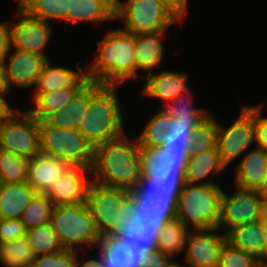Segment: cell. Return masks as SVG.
<instances>
[{"label":"cell","instance_id":"cell-48","mask_svg":"<svg viewBox=\"0 0 267 267\" xmlns=\"http://www.w3.org/2000/svg\"><path fill=\"white\" fill-rule=\"evenodd\" d=\"M165 5L181 22L188 13V0H159Z\"/></svg>","mask_w":267,"mask_h":267},{"label":"cell","instance_id":"cell-41","mask_svg":"<svg viewBox=\"0 0 267 267\" xmlns=\"http://www.w3.org/2000/svg\"><path fill=\"white\" fill-rule=\"evenodd\" d=\"M79 254L75 250L62 249L56 253L38 255L31 267H79L82 262Z\"/></svg>","mask_w":267,"mask_h":267},{"label":"cell","instance_id":"cell-31","mask_svg":"<svg viewBox=\"0 0 267 267\" xmlns=\"http://www.w3.org/2000/svg\"><path fill=\"white\" fill-rule=\"evenodd\" d=\"M18 5L31 16L50 23L53 19L69 20L70 0H18Z\"/></svg>","mask_w":267,"mask_h":267},{"label":"cell","instance_id":"cell-26","mask_svg":"<svg viewBox=\"0 0 267 267\" xmlns=\"http://www.w3.org/2000/svg\"><path fill=\"white\" fill-rule=\"evenodd\" d=\"M226 168L221 161L217 147L201 154H191L185 168V182L201 185L218 184L212 178L207 177L210 174L217 175Z\"/></svg>","mask_w":267,"mask_h":267},{"label":"cell","instance_id":"cell-53","mask_svg":"<svg viewBox=\"0 0 267 267\" xmlns=\"http://www.w3.org/2000/svg\"><path fill=\"white\" fill-rule=\"evenodd\" d=\"M0 87L5 88V69L3 62H0Z\"/></svg>","mask_w":267,"mask_h":267},{"label":"cell","instance_id":"cell-50","mask_svg":"<svg viewBox=\"0 0 267 267\" xmlns=\"http://www.w3.org/2000/svg\"><path fill=\"white\" fill-rule=\"evenodd\" d=\"M261 221L263 224L265 240H266V243H265V261H267V207H265V209L262 213Z\"/></svg>","mask_w":267,"mask_h":267},{"label":"cell","instance_id":"cell-32","mask_svg":"<svg viewBox=\"0 0 267 267\" xmlns=\"http://www.w3.org/2000/svg\"><path fill=\"white\" fill-rule=\"evenodd\" d=\"M35 258L26 236L0 243V263L3 267H31Z\"/></svg>","mask_w":267,"mask_h":267},{"label":"cell","instance_id":"cell-16","mask_svg":"<svg viewBox=\"0 0 267 267\" xmlns=\"http://www.w3.org/2000/svg\"><path fill=\"white\" fill-rule=\"evenodd\" d=\"M218 231L221 232L219 228L189 232L185 246V260H183L186 266L219 267L220 253L227 241V235Z\"/></svg>","mask_w":267,"mask_h":267},{"label":"cell","instance_id":"cell-44","mask_svg":"<svg viewBox=\"0 0 267 267\" xmlns=\"http://www.w3.org/2000/svg\"><path fill=\"white\" fill-rule=\"evenodd\" d=\"M26 236V229L20 219H0V243Z\"/></svg>","mask_w":267,"mask_h":267},{"label":"cell","instance_id":"cell-14","mask_svg":"<svg viewBox=\"0 0 267 267\" xmlns=\"http://www.w3.org/2000/svg\"><path fill=\"white\" fill-rule=\"evenodd\" d=\"M17 8L15 15L20 20L8 22L11 49L34 52L49 60L45 49L53 32L51 24L31 16L19 5Z\"/></svg>","mask_w":267,"mask_h":267},{"label":"cell","instance_id":"cell-43","mask_svg":"<svg viewBox=\"0 0 267 267\" xmlns=\"http://www.w3.org/2000/svg\"><path fill=\"white\" fill-rule=\"evenodd\" d=\"M257 262L252 255L226 241L220 253L219 267H253Z\"/></svg>","mask_w":267,"mask_h":267},{"label":"cell","instance_id":"cell-17","mask_svg":"<svg viewBox=\"0 0 267 267\" xmlns=\"http://www.w3.org/2000/svg\"><path fill=\"white\" fill-rule=\"evenodd\" d=\"M8 56L10 58L4 62L5 89L11 92L13 86L35 88L47 59L40 54L18 49H10Z\"/></svg>","mask_w":267,"mask_h":267},{"label":"cell","instance_id":"cell-54","mask_svg":"<svg viewBox=\"0 0 267 267\" xmlns=\"http://www.w3.org/2000/svg\"><path fill=\"white\" fill-rule=\"evenodd\" d=\"M253 267H267V261H258Z\"/></svg>","mask_w":267,"mask_h":267},{"label":"cell","instance_id":"cell-8","mask_svg":"<svg viewBox=\"0 0 267 267\" xmlns=\"http://www.w3.org/2000/svg\"><path fill=\"white\" fill-rule=\"evenodd\" d=\"M131 191L104 186L91 180L87 205L99 235L116 234L127 212Z\"/></svg>","mask_w":267,"mask_h":267},{"label":"cell","instance_id":"cell-22","mask_svg":"<svg viewBox=\"0 0 267 267\" xmlns=\"http://www.w3.org/2000/svg\"><path fill=\"white\" fill-rule=\"evenodd\" d=\"M89 82L86 72L71 86L52 92L32 93L33 108L28 109L38 121L45 120L50 114L59 111Z\"/></svg>","mask_w":267,"mask_h":267},{"label":"cell","instance_id":"cell-55","mask_svg":"<svg viewBox=\"0 0 267 267\" xmlns=\"http://www.w3.org/2000/svg\"><path fill=\"white\" fill-rule=\"evenodd\" d=\"M172 267H183L181 264H178L177 262Z\"/></svg>","mask_w":267,"mask_h":267},{"label":"cell","instance_id":"cell-10","mask_svg":"<svg viewBox=\"0 0 267 267\" xmlns=\"http://www.w3.org/2000/svg\"><path fill=\"white\" fill-rule=\"evenodd\" d=\"M141 150L143 153L141 180L185 182V168L191 156L190 146L161 145Z\"/></svg>","mask_w":267,"mask_h":267},{"label":"cell","instance_id":"cell-20","mask_svg":"<svg viewBox=\"0 0 267 267\" xmlns=\"http://www.w3.org/2000/svg\"><path fill=\"white\" fill-rule=\"evenodd\" d=\"M188 75L174 71H160L145 76L143 81H146L142 89V94L150 99H162L167 104L171 102L180 93L187 91Z\"/></svg>","mask_w":267,"mask_h":267},{"label":"cell","instance_id":"cell-4","mask_svg":"<svg viewBox=\"0 0 267 267\" xmlns=\"http://www.w3.org/2000/svg\"><path fill=\"white\" fill-rule=\"evenodd\" d=\"M222 192L218 184L186 183L179 196L176 219L191 230L218 228Z\"/></svg>","mask_w":267,"mask_h":267},{"label":"cell","instance_id":"cell-21","mask_svg":"<svg viewBox=\"0 0 267 267\" xmlns=\"http://www.w3.org/2000/svg\"><path fill=\"white\" fill-rule=\"evenodd\" d=\"M70 166L62 159L40 153L30 159L28 183L37 194H47Z\"/></svg>","mask_w":267,"mask_h":267},{"label":"cell","instance_id":"cell-13","mask_svg":"<svg viewBox=\"0 0 267 267\" xmlns=\"http://www.w3.org/2000/svg\"><path fill=\"white\" fill-rule=\"evenodd\" d=\"M95 248L99 255L92 259L100 267H143L150 255L158 250V246L128 245L117 233L101 235Z\"/></svg>","mask_w":267,"mask_h":267},{"label":"cell","instance_id":"cell-5","mask_svg":"<svg viewBox=\"0 0 267 267\" xmlns=\"http://www.w3.org/2000/svg\"><path fill=\"white\" fill-rule=\"evenodd\" d=\"M50 222L63 249L83 252L86 247L84 245L92 249L99 242L100 235L87 202L54 206Z\"/></svg>","mask_w":267,"mask_h":267},{"label":"cell","instance_id":"cell-37","mask_svg":"<svg viewBox=\"0 0 267 267\" xmlns=\"http://www.w3.org/2000/svg\"><path fill=\"white\" fill-rule=\"evenodd\" d=\"M218 121L208 114L195 127L190 143L191 154H201L217 147Z\"/></svg>","mask_w":267,"mask_h":267},{"label":"cell","instance_id":"cell-51","mask_svg":"<svg viewBox=\"0 0 267 267\" xmlns=\"http://www.w3.org/2000/svg\"><path fill=\"white\" fill-rule=\"evenodd\" d=\"M257 192L262 199L264 206L267 207V178Z\"/></svg>","mask_w":267,"mask_h":267},{"label":"cell","instance_id":"cell-11","mask_svg":"<svg viewBox=\"0 0 267 267\" xmlns=\"http://www.w3.org/2000/svg\"><path fill=\"white\" fill-rule=\"evenodd\" d=\"M237 119L228 127L218 123L217 148L222 163L228 167L255 142L254 106L241 107Z\"/></svg>","mask_w":267,"mask_h":267},{"label":"cell","instance_id":"cell-34","mask_svg":"<svg viewBox=\"0 0 267 267\" xmlns=\"http://www.w3.org/2000/svg\"><path fill=\"white\" fill-rule=\"evenodd\" d=\"M189 229L178 219L167 222L159 235L158 250L171 258L177 256L185 250Z\"/></svg>","mask_w":267,"mask_h":267},{"label":"cell","instance_id":"cell-9","mask_svg":"<svg viewBox=\"0 0 267 267\" xmlns=\"http://www.w3.org/2000/svg\"><path fill=\"white\" fill-rule=\"evenodd\" d=\"M0 149L28 159L41 153L39 121L28 110H18L0 123Z\"/></svg>","mask_w":267,"mask_h":267},{"label":"cell","instance_id":"cell-39","mask_svg":"<svg viewBox=\"0 0 267 267\" xmlns=\"http://www.w3.org/2000/svg\"><path fill=\"white\" fill-rule=\"evenodd\" d=\"M53 203L46 194H36L25 208L20 220L26 230L49 223Z\"/></svg>","mask_w":267,"mask_h":267},{"label":"cell","instance_id":"cell-35","mask_svg":"<svg viewBox=\"0 0 267 267\" xmlns=\"http://www.w3.org/2000/svg\"><path fill=\"white\" fill-rule=\"evenodd\" d=\"M168 126L169 113L161 108L147 121L143 131L136 137L140 148L151 149L161 146Z\"/></svg>","mask_w":267,"mask_h":267},{"label":"cell","instance_id":"cell-52","mask_svg":"<svg viewBox=\"0 0 267 267\" xmlns=\"http://www.w3.org/2000/svg\"><path fill=\"white\" fill-rule=\"evenodd\" d=\"M79 267H100L92 258L91 259H82L81 264Z\"/></svg>","mask_w":267,"mask_h":267},{"label":"cell","instance_id":"cell-38","mask_svg":"<svg viewBox=\"0 0 267 267\" xmlns=\"http://www.w3.org/2000/svg\"><path fill=\"white\" fill-rule=\"evenodd\" d=\"M26 237L36 256L56 253L63 249L51 222L26 230Z\"/></svg>","mask_w":267,"mask_h":267},{"label":"cell","instance_id":"cell-15","mask_svg":"<svg viewBox=\"0 0 267 267\" xmlns=\"http://www.w3.org/2000/svg\"><path fill=\"white\" fill-rule=\"evenodd\" d=\"M176 219V214L126 212L117 234L128 245L158 246L164 225Z\"/></svg>","mask_w":267,"mask_h":267},{"label":"cell","instance_id":"cell-40","mask_svg":"<svg viewBox=\"0 0 267 267\" xmlns=\"http://www.w3.org/2000/svg\"><path fill=\"white\" fill-rule=\"evenodd\" d=\"M198 123H183L175 121L169 113V126L164 135L162 145L190 146L193 131Z\"/></svg>","mask_w":267,"mask_h":267},{"label":"cell","instance_id":"cell-28","mask_svg":"<svg viewBox=\"0 0 267 267\" xmlns=\"http://www.w3.org/2000/svg\"><path fill=\"white\" fill-rule=\"evenodd\" d=\"M79 64L80 62H77L76 70H72L61 66H51L50 61L47 60L42 67L33 93L52 92L71 87L86 72Z\"/></svg>","mask_w":267,"mask_h":267},{"label":"cell","instance_id":"cell-30","mask_svg":"<svg viewBox=\"0 0 267 267\" xmlns=\"http://www.w3.org/2000/svg\"><path fill=\"white\" fill-rule=\"evenodd\" d=\"M186 182L140 180L132 190L143 201L178 203Z\"/></svg>","mask_w":267,"mask_h":267},{"label":"cell","instance_id":"cell-1","mask_svg":"<svg viewBox=\"0 0 267 267\" xmlns=\"http://www.w3.org/2000/svg\"><path fill=\"white\" fill-rule=\"evenodd\" d=\"M119 138L106 141L94 149L91 177L104 186L132 191L142 179L143 153L137 138ZM94 176V177H93Z\"/></svg>","mask_w":267,"mask_h":267},{"label":"cell","instance_id":"cell-46","mask_svg":"<svg viewBox=\"0 0 267 267\" xmlns=\"http://www.w3.org/2000/svg\"><path fill=\"white\" fill-rule=\"evenodd\" d=\"M11 49L10 32L7 22H0V62H5Z\"/></svg>","mask_w":267,"mask_h":267},{"label":"cell","instance_id":"cell-24","mask_svg":"<svg viewBox=\"0 0 267 267\" xmlns=\"http://www.w3.org/2000/svg\"><path fill=\"white\" fill-rule=\"evenodd\" d=\"M166 31L156 33L135 34L137 80H144L145 76L152 73L154 68H159L164 56L163 38ZM144 70L146 75L139 77L138 70Z\"/></svg>","mask_w":267,"mask_h":267},{"label":"cell","instance_id":"cell-29","mask_svg":"<svg viewBox=\"0 0 267 267\" xmlns=\"http://www.w3.org/2000/svg\"><path fill=\"white\" fill-rule=\"evenodd\" d=\"M89 102V82L59 111L50 114L45 121L55 127L78 130Z\"/></svg>","mask_w":267,"mask_h":267},{"label":"cell","instance_id":"cell-33","mask_svg":"<svg viewBox=\"0 0 267 267\" xmlns=\"http://www.w3.org/2000/svg\"><path fill=\"white\" fill-rule=\"evenodd\" d=\"M191 94L193 93L189 88L187 91L176 96L167 106H163L162 108L170 113L175 121L183 123H199L209 114V111L201 107L197 108L192 99L194 97Z\"/></svg>","mask_w":267,"mask_h":267},{"label":"cell","instance_id":"cell-3","mask_svg":"<svg viewBox=\"0 0 267 267\" xmlns=\"http://www.w3.org/2000/svg\"><path fill=\"white\" fill-rule=\"evenodd\" d=\"M118 85H101L89 82L88 107L81 119L78 131L95 149L97 146L121 137L124 118L117 97Z\"/></svg>","mask_w":267,"mask_h":267},{"label":"cell","instance_id":"cell-7","mask_svg":"<svg viewBox=\"0 0 267 267\" xmlns=\"http://www.w3.org/2000/svg\"><path fill=\"white\" fill-rule=\"evenodd\" d=\"M39 130L42 154L91 169L94 149L78 130L51 126L45 120L39 121Z\"/></svg>","mask_w":267,"mask_h":267},{"label":"cell","instance_id":"cell-23","mask_svg":"<svg viewBox=\"0 0 267 267\" xmlns=\"http://www.w3.org/2000/svg\"><path fill=\"white\" fill-rule=\"evenodd\" d=\"M226 235L227 241L235 248L258 261H265L266 240L261 219L234 227Z\"/></svg>","mask_w":267,"mask_h":267},{"label":"cell","instance_id":"cell-25","mask_svg":"<svg viewBox=\"0 0 267 267\" xmlns=\"http://www.w3.org/2000/svg\"><path fill=\"white\" fill-rule=\"evenodd\" d=\"M37 193L27 182L1 183L0 219H20L25 208Z\"/></svg>","mask_w":267,"mask_h":267},{"label":"cell","instance_id":"cell-42","mask_svg":"<svg viewBox=\"0 0 267 267\" xmlns=\"http://www.w3.org/2000/svg\"><path fill=\"white\" fill-rule=\"evenodd\" d=\"M178 203L143 201L133 191L128 202V212L151 214H176Z\"/></svg>","mask_w":267,"mask_h":267},{"label":"cell","instance_id":"cell-27","mask_svg":"<svg viewBox=\"0 0 267 267\" xmlns=\"http://www.w3.org/2000/svg\"><path fill=\"white\" fill-rule=\"evenodd\" d=\"M116 0H70L69 21L98 24L115 19Z\"/></svg>","mask_w":267,"mask_h":267},{"label":"cell","instance_id":"cell-47","mask_svg":"<svg viewBox=\"0 0 267 267\" xmlns=\"http://www.w3.org/2000/svg\"><path fill=\"white\" fill-rule=\"evenodd\" d=\"M169 255L165 254L162 251H154L148 261L145 262L143 267H172L176 262L172 261Z\"/></svg>","mask_w":267,"mask_h":267},{"label":"cell","instance_id":"cell-12","mask_svg":"<svg viewBox=\"0 0 267 267\" xmlns=\"http://www.w3.org/2000/svg\"><path fill=\"white\" fill-rule=\"evenodd\" d=\"M265 206L257 191L235 187L233 194L222 192L218 228L227 234L239 225L261 219Z\"/></svg>","mask_w":267,"mask_h":267},{"label":"cell","instance_id":"cell-19","mask_svg":"<svg viewBox=\"0 0 267 267\" xmlns=\"http://www.w3.org/2000/svg\"><path fill=\"white\" fill-rule=\"evenodd\" d=\"M235 166V187L258 191L267 178V151L254 147Z\"/></svg>","mask_w":267,"mask_h":267},{"label":"cell","instance_id":"cell-18","mask_svg":"<svg viewBox=\"0 0 267 267\" xmlns=\"http://www.w3.org/2000/svg\"><path fill=\"white\" fill-rule=\"evenodd\" d=\"M85 174L90 176L91 169L70 166L46 194L53 205H78L86 202L91 180Z\"/></svg>","mask_w":267,"mask_h":267},{"label":"cell","instance_id":"cell-36","mask_svg":"<svg viewBox=\"0 0 267 267\" xmlns=\"http://www.w3.org/2000/svg\"><path fill=\"white\" fill-rule=\"evenodd\" d=\"M30 159L0 149L1 183H22L28 181Z\"/></svg>","mask_w":267,"mask_h":267},{"label":"cell","instance_id":"cell-2","mask_svg":"<svg viewBox=\"0 0 267 267\" xmlns=\"http://www.w3.org/2000/svg\"><path fill=\"white\" fill-rule=\"evenodd\" d=\"M96 52L92 65L85 68L89 82L119 85L131 78L137 80L135 34L111 28L97 41Z\"/></svg>","mask_w":267,"mask_h":267},{"label":"cell","instance_id":"cell-45","mask_svg":"<svg viewBox=\"0 0 267 267\" xmlns=\"http://www.w3.org/2000/svg\"><path fill=\"white\" fill-rule=\"evenodd\" d=\"M263 106H254V136L256 147L267 151V117L262 115Z\"/></svg>","mask_w":267,"mask_h":267},{"label":"cell","instance_id":"cell-6","mask_svg":"<svg viewBox=\"0 0 267 267\" xmlns=\"http://www.w3.org/2000/svg\"><path fill=\"white\" fill-rule=\"evenodd\" d=\"M116 19L123 21L122 30L133 34L167 31L180 22L159 0H116Z\"/></svg>","mask_w":267,"mask_h":267},{"label":"cell","instance_id":"cell-49","mask_svg":"<svg viewBox=\"0 0 267 267\" xmlns=\"http://www.w3.org/2000/svg\"><path fill=\"white\" fill-rule=\"evenodd\" d=\"M10 92L0 87V123L10 118L18 109H14L10 103L7 102L5 96Z\"/></svg>","mask_w":267,"mask_h":267}]
</instances>
